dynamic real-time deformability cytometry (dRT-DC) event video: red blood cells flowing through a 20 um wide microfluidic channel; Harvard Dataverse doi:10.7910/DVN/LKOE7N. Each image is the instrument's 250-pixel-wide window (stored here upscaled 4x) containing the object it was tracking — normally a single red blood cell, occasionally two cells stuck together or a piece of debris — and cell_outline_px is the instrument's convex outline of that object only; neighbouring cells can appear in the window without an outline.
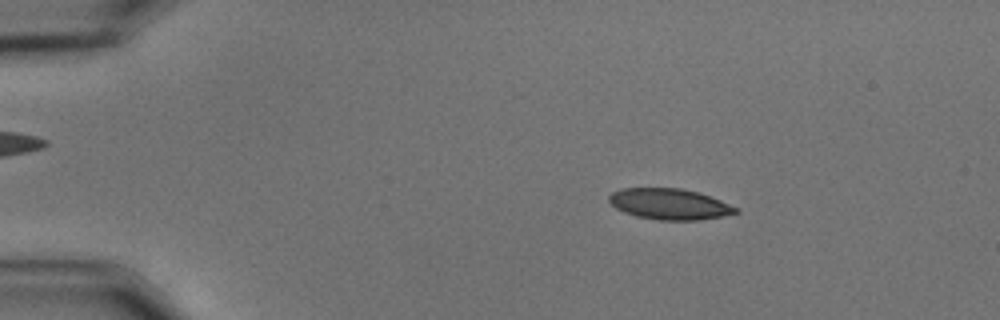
{"species": "common noctule bat (a hibernating species)", "species_latin": "Nyctalus noctula", "temperature_condition": "cold", "stored_images_in_passage": 56, "camera_frame_rate_fps": 3000, "um_per_image_px": 0.085, "animal": {"sex": "male", "body_mass_g": 15.6}, "frame": {"image": 1, "passage_image": 9, "time_ms": 2.667, "image_size_px": [1000, 320], "cell_outline_px": [[740, 212], [700, 220], [660, 220], [636, 216], [624, 212], [616, 208], [608, 200], [608, 196], [612, 192], [620, 188], [680, 188], [696, 192], [720, 200], [740, 208]], "centroid_in_image_um": [56.9, 17.34], "position_along_channel_um": 28.1, "area_um2": 22.77}}
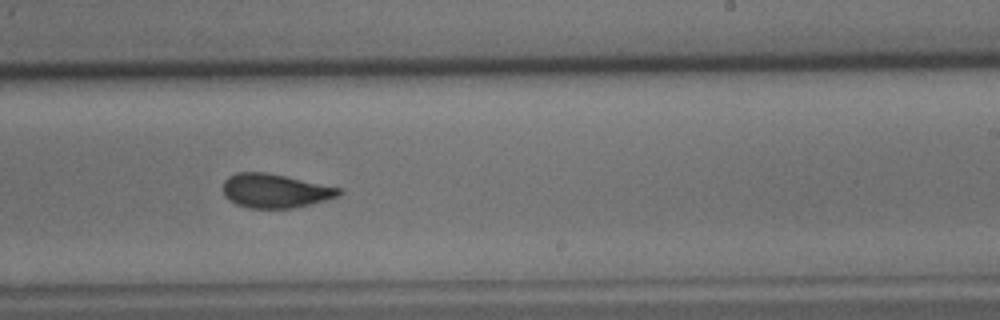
{"frame": {"image": 2, "passage_image": 35, "time_ms": 11.333, "image_size_px": [1000, 320], "cell_outline_px": [[344, 192], [340, 196], [292, 208], [248, 208], [236, 204], [224, 196], [224, 180], [228, 176], [236, 172], [264, 172], [284, 176], [340, 188]], "centroid_in_image_um": [23.36, 16.22], "position_along_channel_um": 265.6, "area_um2": 22.72}}
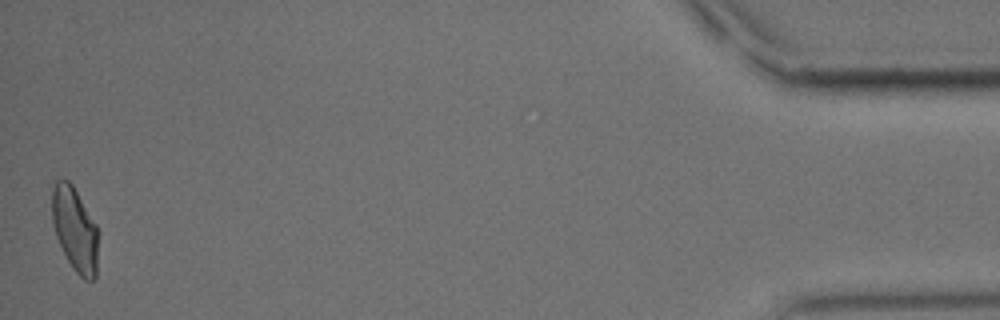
{"frame": {"image": 3, "passage_image": 56, "time_ms": 18.333, "image_size_px": [1000, 320], "cell_outline_px": [[96, 280], [84, 280], [72, 268], [56, 236], [52, 220], [52, 188], [56, 180], [68, 180], [72, 184], [96, 224]], "centroid_in_image_um": [6.34, 19.49], "position_along_channel_um": 428.9, "area_um2": 22.2}, "authors_computed_cell_mechanics": {"area_um2": 23.409, "velocity_mm_per_s": 3.5333, "shape_relaxation_time_tau1_ms": 5.4666, "shape_relaxation_time_tau2_ms": 1.8171, "deformation_change_tau1": 0.1452, "deformation_change_tau2": 0.085}}